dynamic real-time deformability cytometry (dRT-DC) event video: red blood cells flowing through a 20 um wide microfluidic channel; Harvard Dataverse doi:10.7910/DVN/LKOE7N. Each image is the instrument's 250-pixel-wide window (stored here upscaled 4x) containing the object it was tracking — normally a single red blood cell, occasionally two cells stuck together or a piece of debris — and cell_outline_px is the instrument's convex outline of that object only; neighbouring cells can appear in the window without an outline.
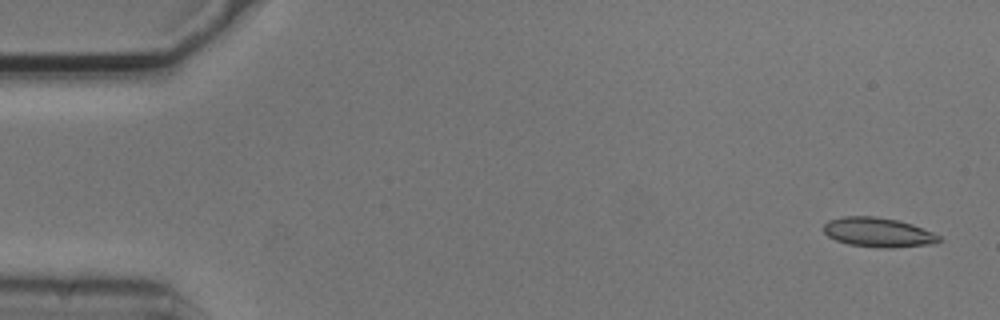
{"species": "common noctule bat (a hibernating species)", "species_latin": "Nyctalus noctula", "temperature_condition": "cold", "stored_images_in_passage": 5, "camera_frame_rate_fps": 3000, "um_per_image_px": 0.085, "animal": {"sex": "male", "body_mass_g": 20.5, "forearm_length_mm": 52.5}, "frame": {"image": 1, "passage_image": 1, "time_ms": 0.0, "image_size_px": [1000, 320], "cell_outline_px": [[940, 240], [936, 244], [892, 248], [876, 248], [848, 244], [836, 240], [828, 236], [824, 232], [824, 224], [828, 220], [844, 216], [872, 216], [896, 220], [912, 224], [932, 232], [940, 236]], "centroid_in_image_um": [74.64, 19.76], "position_along_channel_um": 10.4, "area_um2": 19.88}}
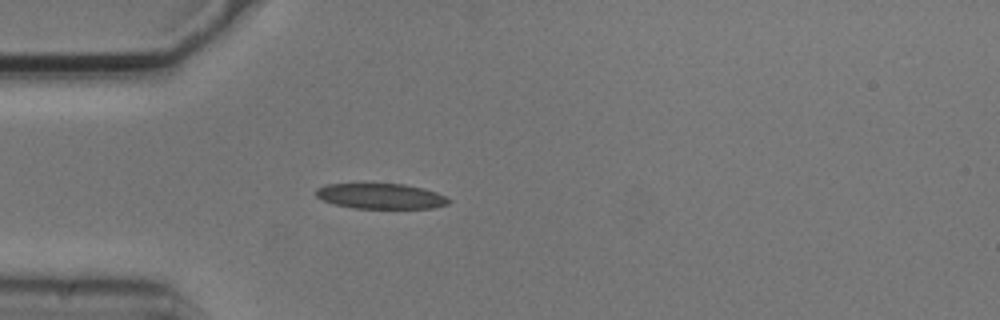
{"frame": {"image": 2, "passage_image": 5, "time_ms": 1.333, "image_size_px": [1000, 320], "cell_outline_px": [[452, 200], [448, 204], [432, 208], [352, 208], [332, 204], [316, 196], [316, 188], [324, 184], [404, 184], [424, 188], [436, 192]], "centroid_in_image_um": [32.35, 16.67], "position_along_channel_um": 52.6, "area_um2": 19.65}}